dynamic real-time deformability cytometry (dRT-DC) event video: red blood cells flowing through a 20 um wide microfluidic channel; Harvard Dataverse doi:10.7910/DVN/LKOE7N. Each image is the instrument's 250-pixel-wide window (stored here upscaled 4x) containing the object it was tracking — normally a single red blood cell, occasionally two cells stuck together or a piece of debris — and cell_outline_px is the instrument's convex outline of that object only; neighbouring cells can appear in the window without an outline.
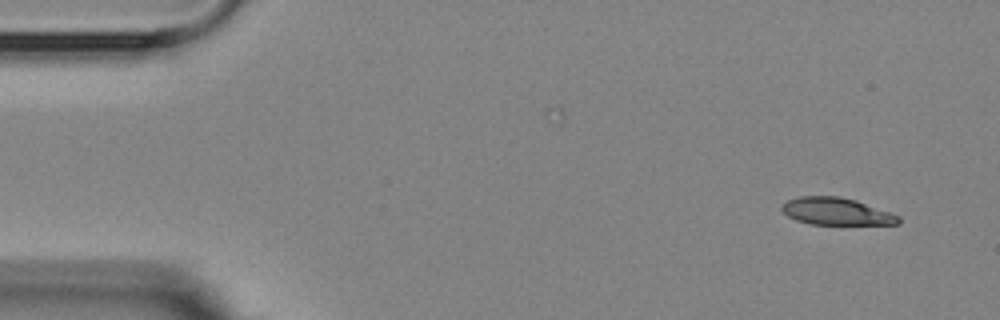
{"species": "Egyptian fruit bat (a non-hibernating species)", "species_latin": "Rousettus aegyptiacus", "temperature_condition": "room temperature", "stored_images_in_passage": 8, "camera_frame_rate_fps": 3000, "um_per_image_px": 0.085, "animal": {"sex": "female"}, "frame": {"image": 1, "passage_image": 1, "time_ms": 0.0, "image_size_px": [1000, 320], "cell_outline_px": [[900, 224], [812, 224], [796, 220], [788, 216], [780, 208], [788, 200], [800, 196], [840, 196], [856, 200], [900, 216]], "centroid_in_image_um": [71.09, 17.96], "position_along_channel_um": 13.9, "area_um2": 18.32}}
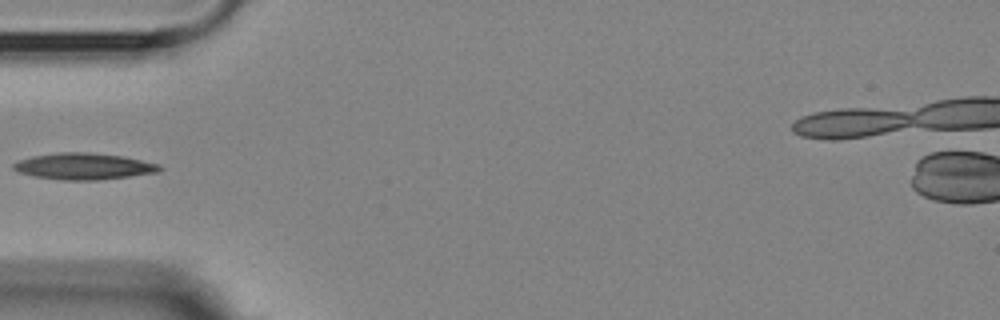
{"frame": {"image": 2, "passage_image": 5, "time_ms": 4.667, "image_size_px": [1000, 320], "cell_outline_px": [[164, 168], [160, 172], [100, 180], [64, 180], [32, 176], [20, 172], [12, 168], [12, 164], [20, 160], [32, 156], [60, 152], [88, 152], [124, 156], [160, 164]], "centroid_in_image_um": [7.16, 14.13], "position_along_channel_um": 77.8, "area_um2": 22.66}}
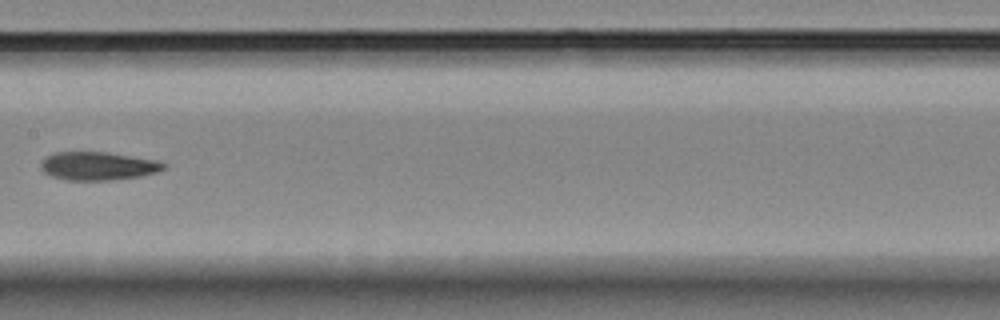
{"frame": {"image": 3, "passage_image": 8, "time_ms": 8.0, "image_size_px": [1000, 320], "cell_outline_px": [[168, 164], [164, 168], [156, 172], [140, 176], [108, 180], [64, 180], [52, 176], [44, 172], [40, 168], [40, 160], [44, 156], [52, 152], [108, 152], [160, 160]], "centroid_in_image_um": [8.3, 14.09], "position_along_channel_um": 199.1, "area_um2": 20.58}}